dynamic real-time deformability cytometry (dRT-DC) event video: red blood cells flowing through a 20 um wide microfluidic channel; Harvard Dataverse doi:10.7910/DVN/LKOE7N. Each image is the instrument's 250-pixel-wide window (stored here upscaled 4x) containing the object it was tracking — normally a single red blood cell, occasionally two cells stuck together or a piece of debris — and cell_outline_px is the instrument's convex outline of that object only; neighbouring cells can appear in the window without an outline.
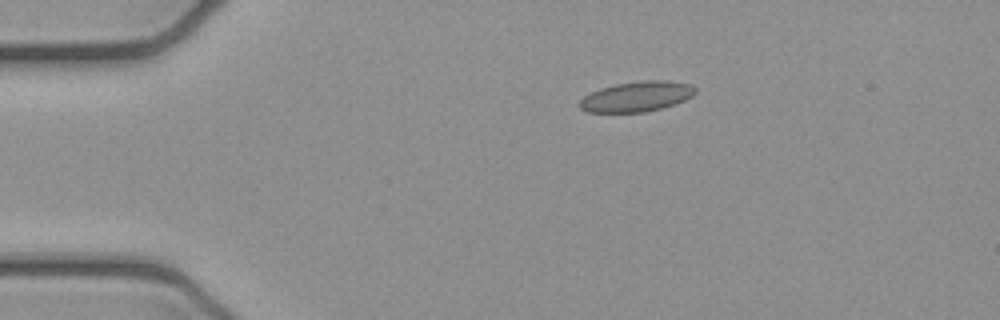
{"species": "common noctule bat (a hibernating species)", "species_latin": "Nyctalus noctula", "temperature_condition": "cold", "stored_images_in_passage": 3, "camera_frame_rate_fps": 3000, "um_per_image_px": 0.085, "animal": {"sex": "female", "body_mass_g": 21.9}, "frame": {"image": 1, "passage_image": 1, "time_ms": 0.0, "image_size_px": [1000, 320], "cell_outline_px": [[696, 92], [692, 96], [684, 100], [660, 108], [644, 112], [588, 112], [580, 108], [576, 104], [584, 96], [600, 88], [616, 84], [644, 80], [668, 80], [692, 84], [696, 88]], "centroid_in_image_um": [54.11, 8.19], "position_along_channel_um": 30.9, "area_um2": 20.35}}
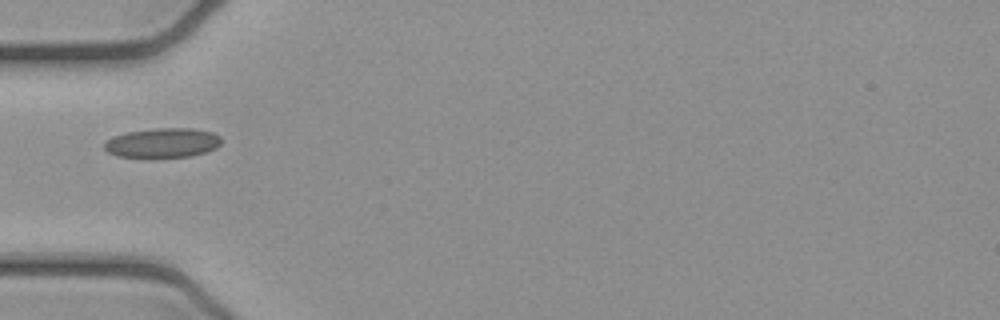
{"frame": {"image": 2, "passage_image": 3, "time_ms": 0.667, "image_size_px": [1000, 320], "cell_outline_px": [[220, 144], [216, 148], [192, 156], [116, 156], [108, 152], [104, 148], [104, 144], [112, 136], [128, 132], [156, 128], [192, 128], [212, 132], [220, 136]], "centroid_in_image_um": [13.83, 12.12], "position_along_channel_um": 71.2, "area_um2": 19.77}}